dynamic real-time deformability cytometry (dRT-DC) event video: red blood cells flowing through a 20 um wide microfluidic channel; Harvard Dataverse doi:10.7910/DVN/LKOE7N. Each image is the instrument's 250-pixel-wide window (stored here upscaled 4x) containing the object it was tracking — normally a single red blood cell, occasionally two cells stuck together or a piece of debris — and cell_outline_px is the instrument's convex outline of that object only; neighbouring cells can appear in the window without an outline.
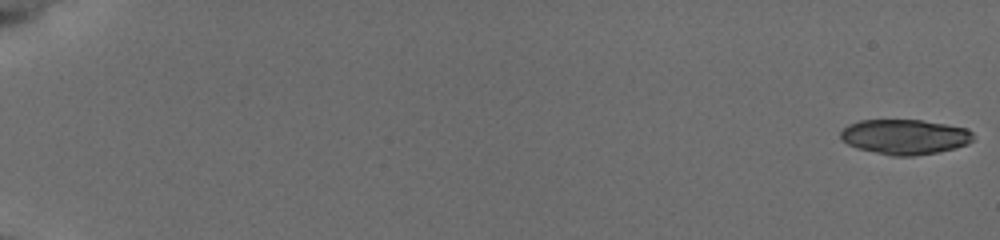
{"species": "common noctule bat (a hibernating species)", "species_latin": "Nyctalus noctula", "temperature_condition": "cold", "stored_images_in_passage": 57, "camera_frame_rate_fps": 3000, "um_per_image_px": 0.085, "animal": {"sex": "female", "body_mass_g": 19.5, "forearm_length_mm": 54.1}, "frame": {"image": 1, "passage_image": 1, "time_ms": 0.0, "image_size_px": [1000, 240], "cell_outline_px": [[972, 140], [968, 144], [956, 148], [936, 152], [912, 156], [892, 156], [856, 148], [848, 144], [840, 136], [840, 132], [848, 124], [860, 120], [920, 120], [968, 128], [972, 132]], "centroid_in_image_um": [76.9, 11.63], "position_along_channel_um": 8.1, "area_um2": 26.99}}
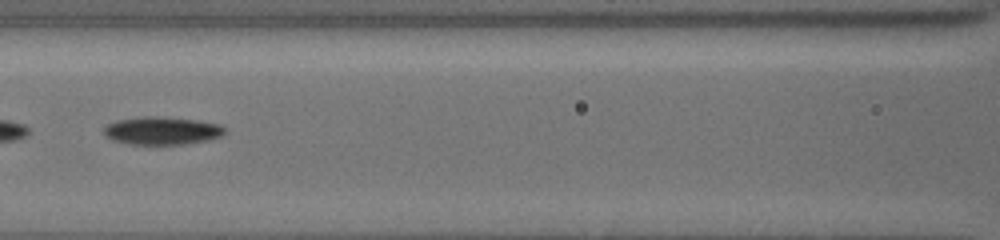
{"frame": {"image": 2, "passage_image": 29, "time_ms": 9.333, "image_size_px": [1000, 240], "cell_outline_px": [[224, 132], [220, 136], [208, 140], [184, 144], [128, 144], [112, 140], [104, 136], [104, 128], [108, 124], [116, 120], [140, 116], [164, 116], [196, 120], [220, 124], [224, 128]], "centroid_in_image_um": [13.72, 11.1], "position_along_channel_um": 152.9, "area_um2": 19.77}}
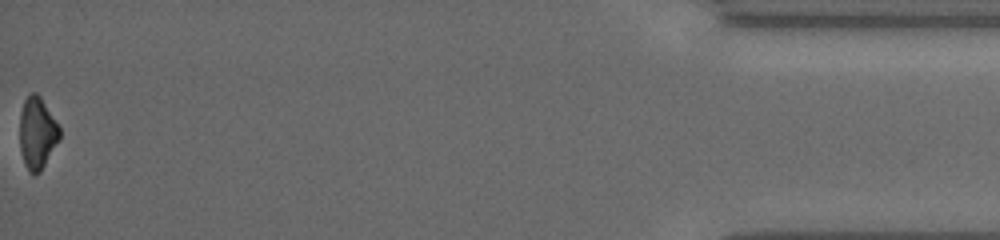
{"frame": {"image": 3, "passage_image": 57, "time_ms": 18.667, "image_size_px": [1000, 240], "cell_outline_px": [[60, 140], [40, 172], [36, 176], [28, 172], [24, 164], [20, 152], [20, 112], [24, 100], [32, 92], [36, 92], [40, 96], [60, 128]], "centroid_in_image_um": [3.15, 11.35], "position_along_channel_um": 432.0, "area_um2": 16.88}, "authors_computed_cell_mechanics": {"area_um2": 19.3052, "velocity_mm_per_s": 3.8371, "shape_relaxation_time_tau1_ms": 3.9355, "shape_relaxation_time_tau2_ms": null, "deformation_change_tau1": 0.1303, "deformation_change_tau2": null}}